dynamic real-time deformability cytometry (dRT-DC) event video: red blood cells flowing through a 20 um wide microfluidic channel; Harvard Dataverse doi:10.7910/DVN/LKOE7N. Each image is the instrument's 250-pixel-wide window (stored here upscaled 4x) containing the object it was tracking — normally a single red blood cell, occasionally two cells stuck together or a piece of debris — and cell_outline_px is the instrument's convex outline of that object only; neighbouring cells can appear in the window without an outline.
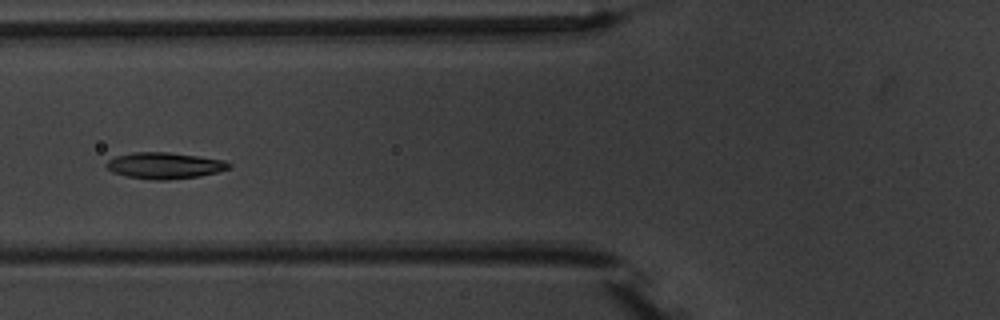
{"species": "common noctule bat (a hibernating species)", "species_latin": "Nyctalus noctula", "temperature_condition": "warm", "stored_images_in_passage": 5, "camera_frame_rate_fps": 3000, "um_per_image_px": 0.085, "animal": {"sex": "male", "body_mass_g": 20.1, "forearm_length_mm": 53.5}, "frame": {"image": 1, "passage_image": 4, "time_ms": 4.333, "image_size_px": [1000, 320], "cell_outline_px": [[232, 168], [200, 176], [168, 180], [152, 180], [128, 176], [112, 172], [104, 164], [108, 160], [116, 156], [132, 152], [168, 152], [224, 160], [232, 164]], "centroid_in_image_um": [13.99, 14.07], "position_along_channel_um": 111.8, "area_um2": 18.79}}
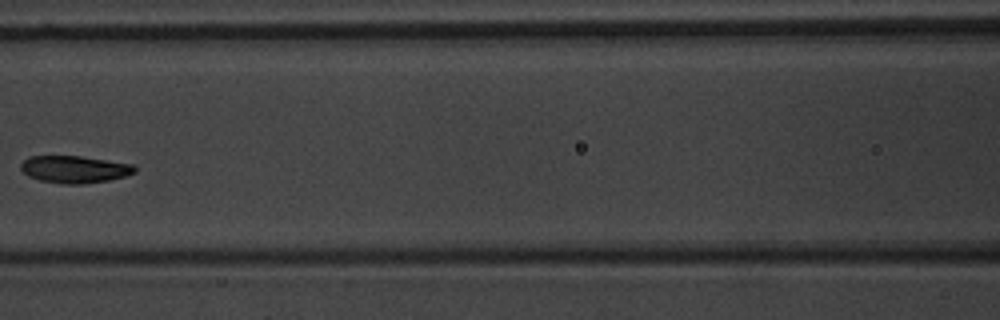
{"frame": {"image": 2, "passage_image": 5, "time_ms": 5.667, "image_size_px": [1000, 320], "cell_outline_px": [[136, 172], [124, 176], [108, 180], [84, 184], [60, 184], [40, 180], [28, 176], [20, 168], [20, 164], [28, 156], [80, 156], [132, 164], [136, 168]], "centroid_in_image_um": [6.31, 14.39], "position_along_channel_um": 160.3, "area_um2": 18.03}}